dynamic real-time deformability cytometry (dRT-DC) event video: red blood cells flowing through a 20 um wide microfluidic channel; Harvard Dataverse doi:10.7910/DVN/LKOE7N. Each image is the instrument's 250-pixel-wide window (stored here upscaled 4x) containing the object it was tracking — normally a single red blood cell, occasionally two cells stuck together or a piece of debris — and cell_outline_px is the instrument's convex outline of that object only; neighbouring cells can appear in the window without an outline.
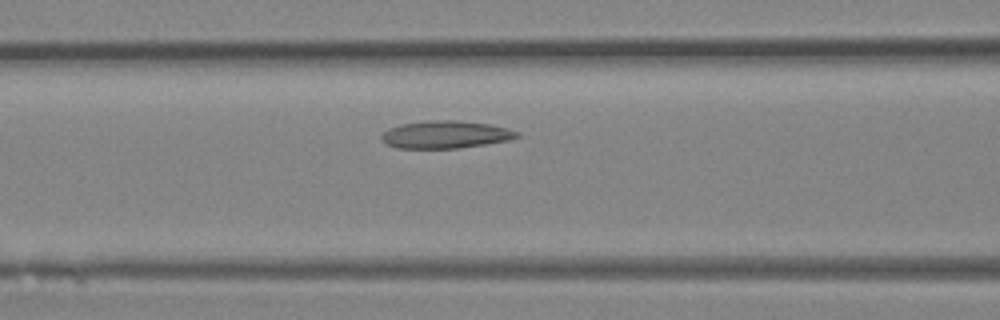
{"species": "Egyptian fruit bat (a non-hibernating species)", "species_latin": "Rousettus aegyptiacus", "temperature_condition": "room temperature", "stored_images_in_passage": 34, "camera_frame_rate_fps": 3000, "um_per_image_px": 0.085, "animal": {"sex": "female"}, "frame": {"image": 1, "passage_image": 12, "time_ms": 3.667, "image_size_px": [1000, 320], "cell_outline_px": [[520, 136], [508, 140], [460, 148], [396, 148], [384, 144], [380, 140], [380, 136], [388, 128], [400, 124], [428, 120], [456, 120], [488, 124], [508, 128], [520, 132]], "centroid_in_image_um": [37.82, 11.44], "position_along_channel_um": 128.8, "area_um2": 21.91}}
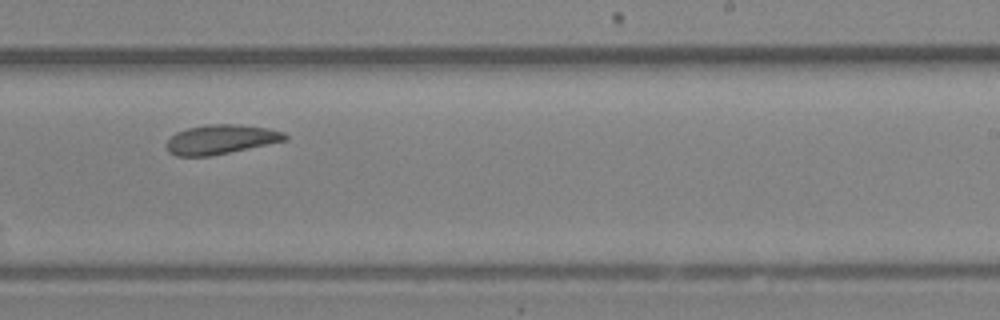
{"frame": {"image": 2, "passage_image": 20, "time_ms": 6.333, "image_size_px": [1000, 320], "cell_outline_px": [[288, 140], [212, 156], [176, 156], [168, 152], [164, 144], [176, 132], [188, 128], [208, 124], [240, 124], [268, 128], [284, 132], [288, 136]], "centroid_in_image_um": [18.77, 11.85], "position_along_channel_um": 270.2, "area_um2": 20.52}}
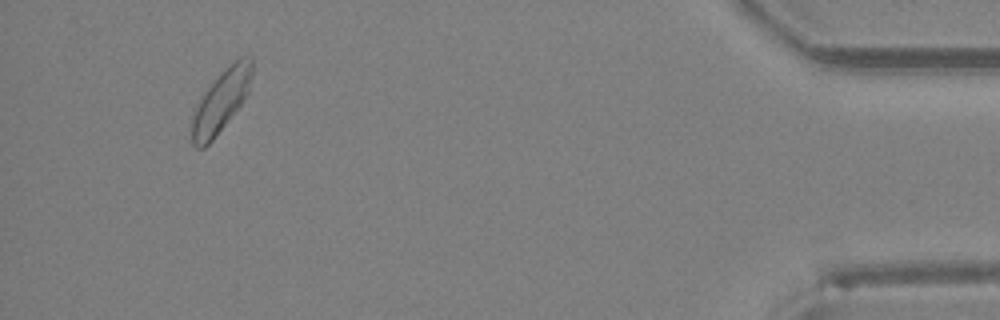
{"frame": {"image": 3, "passage_image": 32, "time_ms": 10.333, "image_size_px": [1000, 320], "cell_outline_px": [[252, 76], [248, 92], [244, 100], [212, 140], [204, 148], [196, 148], [192, 144], [192, 116], [200, 96], [220, 72], [224, 68], [240, 56], [252, 56]], "centroid_in_image_um": [18.78, 8.56], "position_along_channel_um": 416.4, "area_um2": 21.73}}